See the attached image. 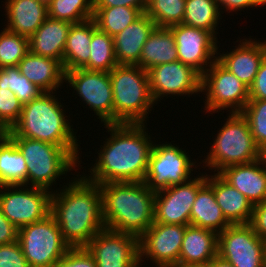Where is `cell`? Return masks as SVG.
<instances>
[{
    "mask_svg": "<svg viewBox=\"0 0 266 267\" xmlns=\"http://www.w3.org/2000/svg\"><path fill=\"white\" fill-rule=\"evenodd\" d=\"M238 46L230 52H217V61L235 75L248 88L253 83L260 64L266 56V41L253 38L240 39Z\"/></svg>",
    "mask_w": 266,
    "mask_h": 267,
    "instance_id": "d6986e66",
    "label": "cell"
},
{
    "mask_svg": "<svg viewBox=\"0 0 266 267\" xmlns=\"http://www.w3.org/2000/svg\"><path fill=\"white\" fill-rule=\"evenodd\" d=\"M51 267H97V264L86 247H76L69 248Z\"/></svg>",
    "mask_w": 266,
    "mask_h": 267,
    "instance_id": "ab89813d",
    "label": "cell"
},
{
    "mask_svg": "<svg viewBox=\"0 0 266 267\" xmlns=\"http://www.w3.org/2000/svg\"><path fill=\"white\" fill-rule=\"evenodd\" d=\"M65 82L104 124L114 123V102L109 72L87 69L65 71Z\"/></svg>",
    "mask_w": 266,
    "mask_h": 267,
    "instance_id": "7c38bea8",
    "label": "cell"
},
{
    "mask_svg": "<svg viewBox=\"0 0 266 267\" xmlns=\"http://www.w3.org/2000/svg\"><path fill=\"white\" fill-rule=\"evenodd\" d=\"M18 241L30 267H51L70 248L51 214L18 229Z\"/></svg>",
    "mask_w": 266,
    "mask_h": 267,
    "instance_id": "ba28073f",
    "label": "cell"
},
{
    "mask_svg": "<svg viewBox=\"0 0 266 267\" xmlns=\"http://www.w3.org/2000/svg\"><path fill=\"white\" fill-rule=\"evenodd\" d=\"M218 174L245 195L253 206L266 199V165L262 158L252 163L228 166Z\"/></svg>",
    "mask_w": 266,
    "mask_h": 267,
    "instance_id": "ffe728a7",
    "label": "cell"
},
{
    "mask_svg": "<svg viewBox=\"0 0 266 267\" xmlns=\"http://www.w3.org/2000/svg\"><path fill=\"white\" fill-rule=\"evenodd\" d=\"M187 153L185 149L172 145L171 142H154L143 182L150 190L157 192L189 181L198 163L195 165L196 162H192Z\"/></svg>",
    "mask_w": 266,
    "mask_h": 267,
    "instance_id": "9c48e42d",
    "label": "cell"
},
{
    "mask_svg": "<svg viewBox=\"0 0 266 267\" xmlns=\"http://www.w3.org/2000/svg\"><path fill=\"white\" fill-rule=\"evenodd\" d=\"M218 255L233 267H263L266 241L249 224H234L218 234Z\"/></svg>",
    "mask_w": 266,
    "mask_h": 267,
    "instance_id": "4fadbf2b",
    "label": "cell"
},
{
    "mask_svg": "<svg viewBox=\"0 0 266 267\" xmlns=\"http://www.w3.org/2000/svg\"><path fill=\"white\" fill-rule=\"evenodd\" d=\"M156 267H179L178 263H164V264H156Z\"/></svg>",
    "mask_w": 266,
    "mask_h": 267,
    "instance_id": "681fc988",
    "label": "cell"
},
{
    "mask_svg": "<svg viewBox=\"0 0 266 267\" xmlns=\"http://www.w3.org/2000/svg\"><path fill=\"white\" fill-rule=\"evenodd\" d=\"M18 240V228L11 223L0 210V245Z\"/></svg>",
    "mask_w": 266,
    "mask_h": 267,
    "instance_id": "bcb514c9",
    "label": "cell"
},
{
    "mask_svg": "<svg viewBox=\"0 0 266 267\" xmlns=\"http://www.w3.org/2000/svg\"><path fill=\"white\" fill-rule=\"evenodd\" d=\"M56 94L43 92L31 102L23 104L19 120L4 133L8 137H25L58 145L79 161L81 158L78 152L81 149L77 142V132L70 125V119H67L69 116L63 109L65 106L56 98Z\"/></svg>",
    "mask_w": 266,
    "mask_h": 267,
    "instance_id": "277c9868",
    "label": "cell"
},
{
    "mask_svg": "<svg viewBox=\"0 0 266 267\" xmlns=\"http://www.w3.org/2000/svg\"><path fill=\"white\" fill-rule=\"evenodd\" d=\"M261 158L263 159L265 165H266V148L261 151Z\"/></svg>",
    "mask_w": 266,
    "mask_h": 267,
    "instance_id": "f907efd6",
    "label": "cell"
},
{
    "mask_svg": "<svg viewBox=\"0 0 266 267\" xmlns=\"http://www.w3.org/2000/svg\"><path fill=\"white\" fill-rule=\"evenodd\" d=\"M96 28L93 18L71 25L63 51L64 71L82 69L89 62L90 43Z\"/></svg>",
    "mask_w": 266,
    "mask_h": 267,
    "instance_id": "83f0119b",
    "label": "cell"
},
{
    "mask_svg": "<svg viewBox=\"0 0 266 267\" xmlns=\"http://www.w3.org/2000/svg\"><path fill=\"white\" fill-rule=\"evenodd\" d=\"M0 88L10 89L22 105L43 93L20 73L17 66L0 68Z\"/></svg>",
    "mask_w": 266,
    "mask_h": 267,
    "instance_id": "d590c367",
    "label": "cell"
},
{
    "mask_svg": "<svg viewBox=\"0 0 266 267\" xmlns=\"http://www.w3.org/2000/svg\"><path fill=\"white\" fill-rule=\"evenodd\" d=\"M90 51L89 62L83 67L84 69L110 72L118 65L113 37L98 27L93 31Z\"/></svg>",
    "mask_w": 266,
    "mask_h": 267,
    "instance_id": "d6a6232c",
    "label": "cell"
},
{
    "mask_svg": "<svg viewBox=\"0 0 266 267\" xmlns=\"http://www.w3.org/2000/svg\"><path fill=\"white\" fill-rule=\"evenodd\" d=\"M221 17L216 0H186L182 24L210 32L217 39Z\"/></svg>",
    "mask_w": 266,
    "mask_h": 267,
    "instance_id": "4dcf8cb0",
    "label": "cell"
},
{
    "mask_svg": "<svg viewBox=\"0 0 266 267\" xmlns=\"http://www.w3.org/2000/svg\"><path fill=\"white\" fill-rule=\"evenodd\" d=\"M20 73L43 92H55L65 82L60 61L28 52L17 66Z\"/></svg>",
    "mask_w": 266,
    "mask_h": 267,
    "instance_id": "603a6c76",
    "label": "cell"
},
{
    "mask_svg": "<svg viewBox=\"0 0 266 267\" xmlns=\"http://www.w3.org/2000/svg\"><path fill=\"white\" fill-rule=\"evenodd\" d=\"M155 192L154 222L190 225V212L198 189L206 182V175Z\"/></svg>",
    "mask_w": 266,
    "mask_h": 267,
    "instance_id": "9a60e30c",
    "label": "cell"
},
{
    "mask_svg": "<svg viewBox=\"0 0 266 267\" xmlns=\"http://www.w3.org/2000/svg\"><path fill=\"white\" fill-rule=\"evenodd\" d=\"M207 264H208V267H233L231 263L223 259L218 254L212 260H210Z\"/></svg>",
    "mask_w": 266,
    "mask_h": 267,
    "instance_id": "7dc6e473",
    "label": "cell"
},
{
    "mask_svg": "<svg viewBox=\"0 0 266 267\" xmlns=\"http://www.w3.org/2000/svg\"><path fill=\"white\" fill-rule=\"evenodd\" d=\"M249 100H266V56L262 60L255 79L249 87Z\"/></svg>",
    "mask_w": 266,
    "mask_h": 267,
    "instance_id": "b9f144b4",
    "label": "cell"
},
{
    "mask_svg": "<svg viewBox=\"0 0 266 267\" xmlns=\"http://www.w3.org/2000/svg\"><path fill=\"white\" fill-rule=\"evenodd\" d=\"M19 149L27 165V186L51 190L56 180L81 164L67 149L51 143L9 137ZM54 183V184H53Z\"/></svg>",
    "mask_w": 266,
    "mask_h": 267,
    "instance_id": "52a82bcc",
    "label": "cell"
},
{
    "mask_svg": "<svg viewBox=\"0 0 266 267\" xmlns=\"http://www.w3.org/2000/svg\"><path fill=\"white\" fill-rule=\"evenodd\" d=\"M218 254V234L187 225L183 236L179 264H207Z\"/></svg>",
    "mask_w": 266,
    "mask_h": 267,
    "instance_id": "484cf974",
    "label": "cell"
},
{
    "mask_svg": "<svg viewBox=\"0 0 266 267\" xmlns=\"http://www.w3.org/2000/svg\"><path fill=\"white\" fill-rule=\"evenodd\" d=\"M169 28L174 34L178 61L193 67L202 75L217 60L218 39L210 32L185 24Z\"/></svg>",
    "mask_w": 266,
    "mask_h": 267,
    "instance_id": "e0dca14e",
    "label": "cell"
},
{
    "mask_svg": "<svg viewBox=\"0 0 266 267\" xmlns=\"http://www.w3.org/2000/svg\"><path fill=\"white\" fill-rule=\"evenodd\" d=\"M247 119L257 147L266 148V100H249L241 112Z\"/></svg>",
    "mask_w": 266,
    "mask_h": 267,
    "instance_id": "74e56055",
    "label": "cell"
},
{
    "mask_svg": "<svg viewBox=\"0 0 266 267\" xmlns=\"http://www.w3.org/2000/svg\"><path fill=\"white\" fill-rule=\"evenodd\" d=\"M52 192L25 185L3 186L0 189V210L20 229L50 214Z\"/></svg>",
    "mask_w": 266,
    "mask_h": 267,
    "instance_id": "8fae6325",
    "label": "cell"
},
{
    "mask_svg": "<svg viewBox=\"0 0 266 267\" xmlns=\"http://www.w3.org/2000/svg\"><path fill=\"white\" fill-rule=\"evenodd\" d=\"M0 267H30L18 240L0 245Z\"/></svg>",
    "mask_w": 266,
    "mask_h": 267,
    "instance_id": "60d3db41",
    "label": "cell"
},
{
    "mask_svg": "<svg viewBox=\"0 0 266 267\" xmlns=\"http://www.w3.org/2000/svg\"><path fill=\"white\" fill-rule=\"evenodd\" d=\"M179 267H208V264H179Z\"/></svg>",
    "mask_w": 266,
    "mask_h": 267,
    "instance_id": "c3c4849f",
    "label": "cell"
},
{
    "mask_svg": "<svg viewBox=\"0 0 266 267\" xmlns=\"http://www.w3.org/2000/svg\"><path fill=\"white\" fill-rule=\"evenodd\" d=\"M218 8L220 9L221 14H223V10L229 11H240L244 10L245 8H253L258 6L266 5V0H216Z\"/></svg>",
    "mask_w": 266,
    "mask_h": 267,
    "instance_id": "ee69618b",
    "label": "cell"
},
{
    "mask_svg": "<svg viewBox=\"0 0 266 267\" xmlns=\"http://www.w3.org/2000/svg\"><path fill=\"white\" fill-rule=\"evenodd\" d=\"M37 1H40L46 5H48L50 3L51 0H37Z\"/></svg>",
    "mask_w": 266,
    "mask_h": 267,
    "instance_id": "816d5d0a",
    "label": "cell"
},
{
    "mask_svg": "<svg viewBox=\"0 0 266 267\" xmlns=\"http://www.w3.org/2000/svg\"><path fill=\"white\" fill-rule=\"evenodd\" d=\"M105 228L140 237L154 222L155 192L144 182L99 184Z\"/></svg>",
    "mask_w": 266,
    "mask_h": 267,
    "instance_id": "3957f363",
    "label": "cell"
},
{
    "mask_svg": "<svg viewBox=\"0 0 266 267\" xmlns=\"http://www.w3.org/2000/svg\"><path fill=\"white\" fill-rule=\"evenodd\" d=\"M4 134V132L2 131V129L0 128V137Z\"/></svg>",
    "mask_w": 266,
    "mask_h": 267,
    "instance_id": "f5cc1de1",
    "label": "cell"
},
{
    "mask_svg": "<svg viewBox=\"0 0 266 267\" xmlns=\"http://www.w3.org/2000/svg\"><path fill=\"white\" fill-rule=\"evenodd\" d=\"M226 122L217 132L212 148L202 163L219 173L228 166L252 163L261 158L250 125L241 112H229Z\"/></svg>",
    "mask_w": 266,
    "mask_h": 267,
    "instance_id": "8992f818",
    "label": "cell"
},
{
    "mask_svg": "<svg viewBox=\"0 0 266 267\" xmlns=\"http://www.w3.org/2000/svg\"><path fill=\"white\" fill-rule=\"evenodd\" d=\"M190 225L221 233L231 224L217 204L214 190L205 182L199 189L190 212Z\"/></svg>",
    "mask_w": 266,
    "mask_h": 267,
    "instance_id": "4316f807",
    "label": "cell"
},
{
    "mask_svg": "<svg viewBox=\"0 0 266 267\" xmlns=\"http://www.w3.org/2000/svg\"><path fill=\"white\" fill-rule=\"evenodd\" d=\"M22 104L10 89L0 88V128L6 132L19 120Z\"/></svg>",
    "mask_w": 266,
    "mask_h": 267,
    "instance_id": "f35d334b",
    "label": "cell"
},
{
    "mask_svg": "<svg viewBox=\"0 0 266 267\" xmlns=\"http://www.w3.org/2000/svg\"><path fill=\"white\" fill-rule=\"evenodd\" d=\"M174 61H178L174 34L168 27H155L143 46L137 66L147 71Z\"/></svg>",
    "mask_w": 266,
    "mask_h": 267,
    "instance_id": "f1b7e54d",
    "label": "cell"
},
{
    "mask_svg": "<svg viewBox=\"0 0 266 267\" xmlns=\"http://www.w3.org/2000/svg\"><path fill=\"white\" fill-rule=\"evenodd\" d=\"M263 267H266V260L264 261Z\"/></svg>",
    "mask_w": 266,
    "mask_h": 267,
    "instance_id": "11a10c76",
    "label": "cell"
},
{
    "mask_svg": "<svg viewBox=\"0 0 266 267\" xmlns=\"http://www.w3.org/2000/svg\"><path fill=\"white\" fill-rule=\"evenodd\" d=\"M4 185H3V183H2V181H1V179H0V189L3 187Z\"/></svg>",
    "mask_w": 266,
    "mask_h": 267,
    "instance_id": "db71d44e",
    "label": "cell"
},
{
    "mask_svg": "<svg viewBox=\"0 0 266 267\" xmlns=\"http://www.w3.org/2000/svg\"><path fill=\"white\" fill-rule=\"evenodd\" d=\"M186 226L153 223L139 237V262L143 263L145 260L150 259V262L154 263L153 265L164 263L179 264Z\"/></svg>",
    "mask_w": 266,
    "mask_h": 267,
    "instance_id": "ac0fdd59",
    "label": "cell"
},
{
    "mask_svg": "<svg viewBox=\"0 0 266 267\" xmlns=\"http://www.w3.org/2000/svg\"><path fill=\"white\" fill-rule=\"evenodd\" d=\"M93 11V19L97 27L112 37L122 32L143 14L137 8L125 6L93 8Z\"/></svg>",
    "mask_w": 266,
    "mask_h": 267,
    "instance_id": "1f68e13d",
    "label": "cell"
},
{
    "mask_svg": "<svg viewBox=\"0 0 266 267\" xmlns=\"http://www.w3.org/2000/svg\"><path fill=\"white\" fill-rule=\"evenodd\" d=\"M148 0H93V8H107L115 6H125L137 8L145 13Z\"/></svg>",
    "mask_w": 266,
    "mask_h": 267,
    "instance_id": "f6af8a7d",
    "label": "cell"
},
{
    "mask_svg": "<svg viewBox=\"0 0 266 267\" xmlns=\"http://www.w3.org/2000/svg\"><path fill=\"white\" fill-rule=\"evenodd\" d=\"M155 27L154 21L143 13L122 32L115 35L113 41L118 64L137 65L143 46Z\"/></svg>",
    "mask_w": 266,
    "mask_h": 267,
    "instance_id": "7402d4cb",
    "label": "cell"
},
{
    "mask_svg": "<svg viewBox=\"0 0 266 267\" xmlns=\"http://www.w3.org/2000/svg\"><path fill=\"white\" fill-rule=\"evenodd\" d=\"M206 182L214 190L217 204L231 224H249L253 205L240 191L226 182L218 173L206 174Z\"/></svg>",
    "mask_w": 266,
    "mask_h": 267,
    "instance_id": "44dd1931",
    "label": "cell"
},
{
    "mask_svg": "<svg viewBox=\"0 0 266 267\" xmlns=\"http://www.w3.org/2000/svg\"><path fill=\"white\" fill-rule=\"evenodd\" d=\"M76 176L62 189L54 190L51 197L50 214L70 248L86 247L105 228L99 184L89 181L84 174Z\"/></svg>",
    "mask_w": 266,
    "mask_h": 267,
    "instance_id": "7a4b0ae2",
    "label": "cell"
},
{
    "mask_svg": "<svg viewBox=\"0 0 266 267\" xmlns=\"http://www.w3.org/2000/svg\"><path fill=\"white\" fill-rule=\"evenodd\" d=\"M5 28L25 37L32 36L48 17L47 5L37 0H6Z\"/></svg>",
    "mask_w": 266,
    "mask_h": 267,
    "instance_id": "cb8c5ba5",
    "label": "cell"
},
{
    "mask_svg": "<svg viewBox=\"0 0 266 267\" xmlns=\"http://www.w3.org/2000/svg\"><path fill=\"white\" fill-rule=\"evenodd\" d=\"M114 123L145 124L155 102L148 73L137 65L118 64L110 72ZM146 119V120H145Z\"/></svg>",
    "mask_w": 266,
    "mask_h": 267,
    "instance_id": "5b68a950",
    "label": "cell"
},
{
    "mask_svg": "<svg viewBox=\"0 0 266 267\" xmlns=\"http://www.w3.org/2000/svg\"><path fill=\"white\" fill-rule=\"evenodd\" d=\"M186 0H148L145 14L156 27H171L182 24Z\"/></svg>",
    "mask_w": 266,
    "mask_h": 267,
    "instance_id": "e575fe53",
    "label": "cell"
},
{
    "mask_svg": "<svg viewBox=\"0 0 266 267\" xmlns=\"http://www.w3.org/2000/svg\"><path fill=\"white\" fill-rule=\"evenodd\" d=\"M48 17L72 24L94 16L93 0H51L47 5Z\"/></svg>",
    "mask_w": 266,
    "mask_h": 267,
    "instance_id": "836d02e7",
    "label": "cell"
},
{
    "mask_svg": "<svg viewBox=\"0 0 266 267\" xmlns=\"http://www.w3.org/2000/svg\"><path fill=\"white\" fill-rule=\"evenodd\" d=\"M249 225L262 240L266 241V199L254 205Z\"/></svg>",
    "mask_w": 266,
    "mask_h": 267,
    "instance_id": "7bdbcfd3",
    "label": "cell"
},
{
    "mask_svg": "<svg viewBox=\"0 0 266 267\" xmlns=\"http://www.w3.org/2000/svg\"><path fill=\"white\" fill-rule=\"evenodd\" d=\"M0 179L4 186H27L25 158L5 133L0 137Z\"/></svg>",
    "mask_w": 266,
    "mask_h": 267,
    "instance_id": "f546056e",
    "label": "cell"
},
{
    "mask_svg": "<svg viewBox=\"0 0 266 267\" xmlns=\"http://www.w3.org/2000/svg\"><path fill=\"white\" fill-rule=\"evenodd\" d=\"M28 52V37L3 27L0 32V68L18 66Z\"/></svg>",
    "mask_w": 266,
    "mask_h": 267,
    "instance_id": "8d00e7d4",
    "label": "cell"
},
{
    "mask_svg": "<svg viewBox=\"0 0 266 267\" xmlns=\"http://www.w3.org/2000/svg\"><path fill=\"white\" fill-rule=\"evenodd\" d=\"M147 73L150 93L155 104L161 102L163 97H185L186 94L190 97L201 92L202 75L181 61L154 66L147 70Z\"/></svg>",
    "mask_w": 266,
    "mask_h": 267,
    "instance_id": "5bb4252c",
    "label": "cell"
},
{
    "mask_svg": "<svg viewBox=\"0 0 266 267\" xmlns=\"http://www.w3.org/2000/svg\"><path fill=\"white\" fill-rule=\"evenodd\" d=\"M72 23L47 17L36 32L28 38L29 52L53 58L63 65V51Z\"/></svg>",
    "mask_w": 266,
    "mask_h": 267,
    "instance_id": "d4e9b609",
    "label": "cell"
},
{
    "mask_svg": "<svg viewBox=\"0 0 266 267\" xmlns=\"http://www.w3.org/2000/svg\"><path fill=\"white\" fill-rule=\"evenodd\" d=\"M205 93L204 110L242 112L249 101V88L215 60L202 74L201 93Z\"/></svg>",
    "mask_w": 266,
    "mask_h": 267,
    "instance_id": "30bf717a",
    "label": "cell"
},
{
    "mask_svg": "<svg viewBox=\"0 0 266 267\" xmlns=\"http://www.w3.org/2000/svg\"><path fill=\"white\" fill-rule=\"evenodd\" d=\"M145 124H104L110 132L85 177L97 184L143 182L153 147ZM102 146V147H101Z\"/></svg>",
    "mask_w": 266,
    "mask_h": 267,
    "instance_id": "6da1fadb",
    "label": "cell"
},
{
    "mask_svg": "<svg viewBox=\"0 0 266 267\" xmlns=\"http://www.w3.org/2000/svg\"><path fill=\"white\" fill-rule=\"evenodd\" d=\"M97 267H138L139 238L104 228L87 244Z\"/></svg>",
    "mask_w": 266,
    "mask_h": 267,
    "instance_id": "2e32d148",
    "label": "cell"
},
{
    "mask_svg": "<svg viewBox=\"0 0 266 267\" xmlns=\"http://www.w3.org/2000/svg\"><path fill=\"white\" fill-rule=\"evenodd\" d=\"M140 265V266H139ZM143 264H141V262L138 263V267H141Z\"/></svg>",
    "mask_w": 266,
    "mask_h": 267,
    "instance_id": "9f6ffc18",
    "label": "cell"
}]
</instances>
